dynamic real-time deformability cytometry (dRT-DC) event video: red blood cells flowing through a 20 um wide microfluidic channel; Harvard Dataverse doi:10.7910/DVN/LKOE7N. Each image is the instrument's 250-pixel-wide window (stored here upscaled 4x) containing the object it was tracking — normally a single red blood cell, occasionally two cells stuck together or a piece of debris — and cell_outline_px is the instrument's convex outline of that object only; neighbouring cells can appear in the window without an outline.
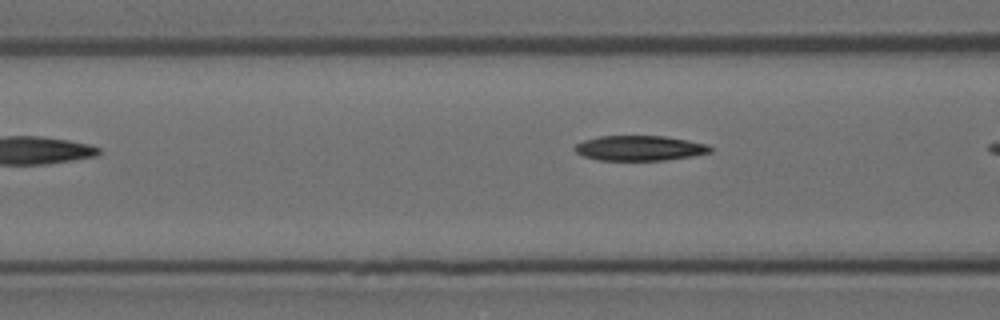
{"species": "Egyptian fruit bat (a non-hibernating species)", "species_latin": "Rousettus aegyptiacus", "temperature_condition": "room temperature", "stored_images_in_passage": 3, "camera_frame_rate_fps": 3000, "um_per_image_px": 0.085, "animal": {"sex": "female"}, "frame": {"image": 1, "passage_image": 3, "time_ms": 0.667, "image_size_px": [1000, 320], "cell_outline_px": [[712, 152], [692, 156], [664, 160], [600, 160], [584, 156], [576, 152], [572, 148], [576, 144], [584, 140], [600, 136], [664, 136], [688, 140], [708, 144], [712, 148]], "centroid_in_image_um": [54.38, 12.59], "position_along_channel_um": 112.2, "area_um2": 19.77}}